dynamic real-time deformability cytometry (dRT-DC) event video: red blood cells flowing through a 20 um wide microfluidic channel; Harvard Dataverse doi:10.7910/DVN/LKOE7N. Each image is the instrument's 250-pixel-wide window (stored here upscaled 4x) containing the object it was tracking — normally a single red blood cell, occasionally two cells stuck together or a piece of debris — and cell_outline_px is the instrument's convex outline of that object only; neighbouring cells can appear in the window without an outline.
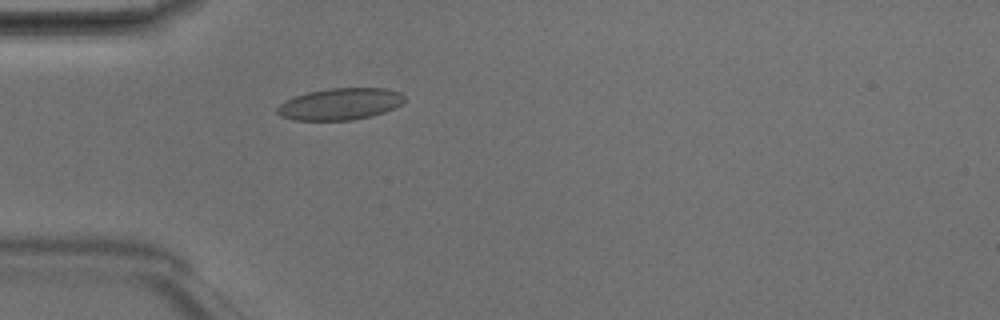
{"species": "Egyptian fruit bat (a non-hibernating species)", "species_latin": "Rousettus aegyptiacus", "temperature_condition": "room temperature", "stored_images_in_passage": 3, "camera_frame_rate_fps": 3000, "um_per_image_px": 0.085, "animal": {"sex": "male"}, "frame": {"image": 1, "passage_image": 3, "time_ms": 0.667, "image_size_px": [1000, 320], "cell_outline_px": [[404, 100], [400, 104], [384, 112], [372, 116], [352, 120], [292, 120], [280, 116], [276, 112], [276, 108], [284, 100], [308, 92], [328, 88], [384, 88], [400, 92], [404, 96]], "centroid_in_image_um": [28.87, 8.84], "position_along_channel_um": 56.1, "area_um2": 23.52}}